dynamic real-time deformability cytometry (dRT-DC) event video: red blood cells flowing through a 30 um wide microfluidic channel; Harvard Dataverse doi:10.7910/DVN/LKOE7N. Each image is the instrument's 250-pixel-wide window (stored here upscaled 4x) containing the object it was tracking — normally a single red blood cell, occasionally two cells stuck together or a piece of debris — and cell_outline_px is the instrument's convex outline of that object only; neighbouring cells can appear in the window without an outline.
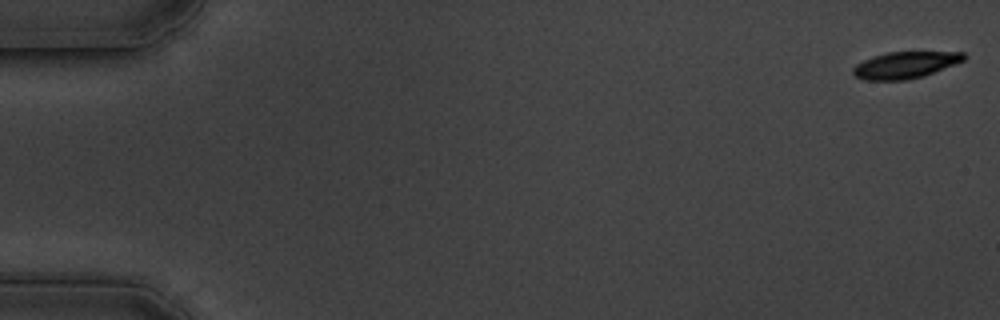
{"species": "common noctule bat (a hibernating species)", "species_latin": "Nyctalus noctula", "temperature_condition": "cold", "stored_images_in_passage": 60, "camera_frame_rate_fps": 3000, "um_per_image_px": 0.085, "animal": {"sex": "male", "body_mass_g": 19.5, "forearm_length_mm": 54.6}, "frame": {"image": 1, "passage_image": 1, "time_ms": 0.0, "image_size_px": [1000, 320], "cell_outline_px": [[968, 56], [964, 60], [924, 76], [904, 80], [864, 80], [856, 76], [852, 72], [852, 68], [856, 64], [872, 56], [888, 52], [964, 52]], "centroid_in_image_um": [76.93, 5.52], "position_along_channel_um": 8.1, "area_um2": 17.17}}
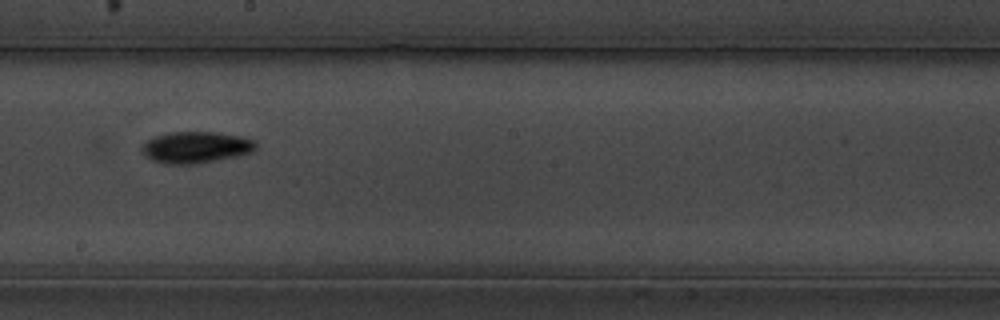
{"frame": {"image": 2, "passage_image": 34, "time_ms": 11.0, "image_size_px": [1000, 320], "cell_outline_px": [[256, 148], [252, 152], [236, 156], [196, 164], [168, 164], [152, 160], [144, 156], [140, 152], [140, 144], [156, 136], [168, 132], [216, 132], [244, 136], [256, 140]], "centroid_in_image_um": [16.63, 12.51], "position_along_channel_um": 231.6, "area_um2": 21.21}}
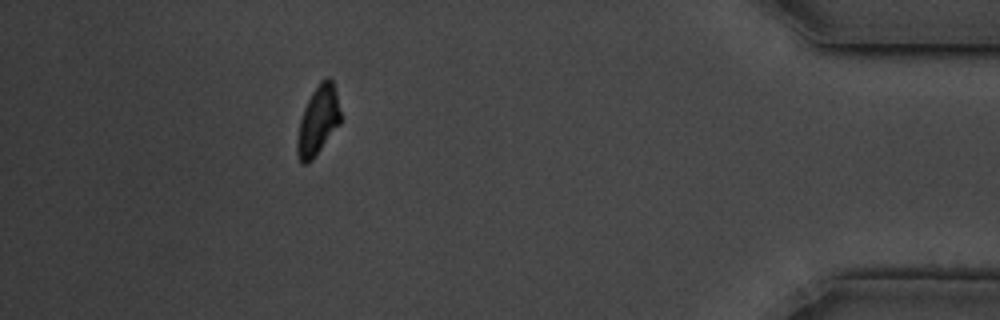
{"frame": {"image": 3, "passage_image": 54, "time_ms": 17.667, "image_size_px": [1000, 320], "cell_outline_px": [[340, 124], [312, 160], [308, 164], [300, 164], [296, 152], [296, 140], [300, 120], [304, 108], [312, 92], [320, 80], [328, 76], [332, 80], [336, 92], [340, 112]], "centroid_in_image_um": [27.01, 10.27], "position_along_channel_um": 408.2, "area_um2": 17.46}, "authors_computed_cell_mechanics": {"area_um2": 18.7561, "velocity_mm_per_s": 3.3751, "shape_relaxation_time_tau1_ms": 2.3747, "shape_relaxation_time_tau2_ms": null, "deformation_change_tau1": 0.1208, "deformation_change_tau2": null}}